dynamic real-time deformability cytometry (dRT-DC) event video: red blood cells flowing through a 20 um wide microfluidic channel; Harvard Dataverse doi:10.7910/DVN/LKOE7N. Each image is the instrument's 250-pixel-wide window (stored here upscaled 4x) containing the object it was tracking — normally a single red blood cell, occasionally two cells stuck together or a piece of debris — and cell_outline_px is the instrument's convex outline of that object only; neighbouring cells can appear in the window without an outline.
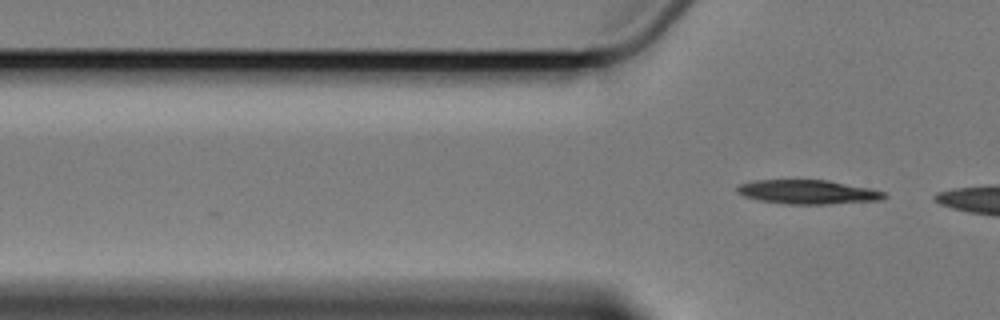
{"species": "Egyptian fruit bat (a non-hibernating species)", "species_latin": "Rousettus aegyptiacus", "temperature_condition": "cold", "stored_images_in_passage": 5, "camera_frame_rate_fps": 3000, "um_per_image_px": 0.085, "animal": {"sex": "female"}, "frame": {"image": 1, "passage_image": 5, "time_ms": 6.0, "image_size_px": [1000, 320], "cell_outline_px": [[888, 196], [880, 200], [828, 204], [788, 204], [760, 200], [744, 196], [736, 192], [736, 188], [740, 184], [756, 180], [828, 180], [872, 188], [884, 192]], "centroid_in_image_um": [68.7, 16.31], "position_along_channel_um": 57.1, "area_um2": 20.63}}